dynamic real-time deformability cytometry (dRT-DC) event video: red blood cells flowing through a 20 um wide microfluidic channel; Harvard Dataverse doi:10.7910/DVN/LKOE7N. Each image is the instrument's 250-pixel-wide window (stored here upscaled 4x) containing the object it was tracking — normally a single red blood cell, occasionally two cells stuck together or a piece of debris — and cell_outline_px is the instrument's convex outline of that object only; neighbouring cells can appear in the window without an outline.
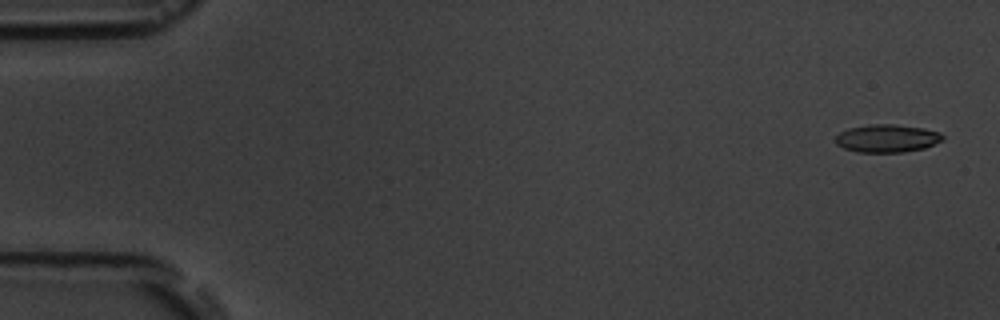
{"species": "common noctule bat (a hibernating species)", "species_latin": "Nyctalus noctula", "temperature_condition": "room temperature", "stored_images_in_passage": 7, "camera_frame_rate_fps": 3000, "um_per_image_px": 0.085, "animal": {"sex": "male", "body_mass_g": 19.5, "forearm_length_mm": 54.6}, "frame": {"image": 1, "passage_image": 1, "time_ms": 0.0, "image_size_px": [1000, 320], "cell_outline_px": [[944, 140], [924, 148], [904, 152], [856, 152], [844, 148], [836, 144], [836, 136], [840, 132], [848, 128], [872, 124], [892, 124], [924, 128], [940, 132], [944, 136]], "centroid_in_image_um": [75.41, 11.76], "position_along_channel_um": 9.6, "area_um2": 17.46}}
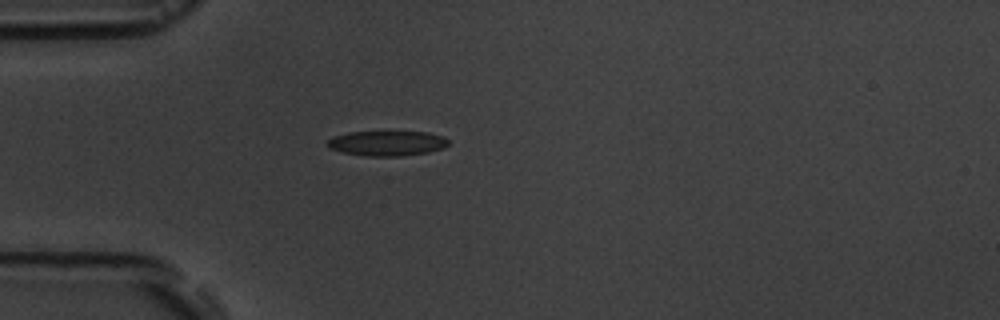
{"frame": {"image": 2, "passage_image": 5, "time_ms": 4.667, "image_size_px": [1000, 320], "cell_outline_px": [[448, 144], [444, 148], [428, 152], [400, 156], [368, 156], [344, 152], [328, 148], [328, 140], [332, 136], [348, 132], [428, 132], [444, 136], [448, 140]], "centroid_in_image_um": [32.91, 12.17], "position_along_channel_um": 52.1, "area_um2": 17.57}}
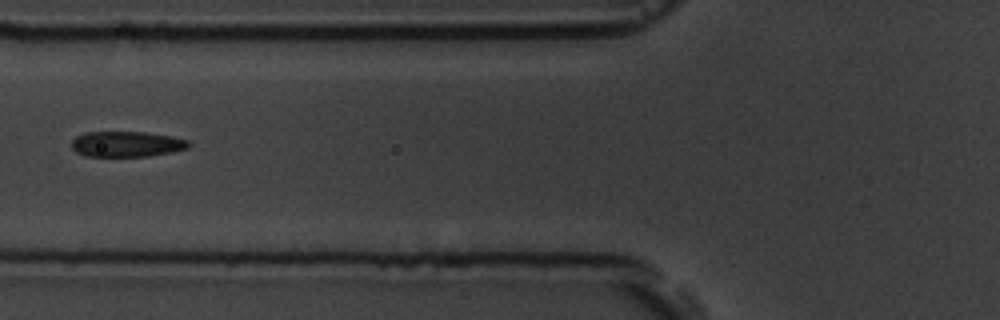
{"frame": {"image": 3, "passage_image": 7, "time_ms": 6.667, "image_size_px": [1000, 320], "cell_outline_px": [[192, 144], [188, 148], [172, 152], [148, 156], [84, 156], [76, 152], [72, 148], [72, 140], [76, 136], [84, 132], [144, 132], [172, 136], [188, 140]], "centroid_in_image_um": [10.77, 12.24], "position_along_channel_um": 115.0, "area_um2": 17.51}}